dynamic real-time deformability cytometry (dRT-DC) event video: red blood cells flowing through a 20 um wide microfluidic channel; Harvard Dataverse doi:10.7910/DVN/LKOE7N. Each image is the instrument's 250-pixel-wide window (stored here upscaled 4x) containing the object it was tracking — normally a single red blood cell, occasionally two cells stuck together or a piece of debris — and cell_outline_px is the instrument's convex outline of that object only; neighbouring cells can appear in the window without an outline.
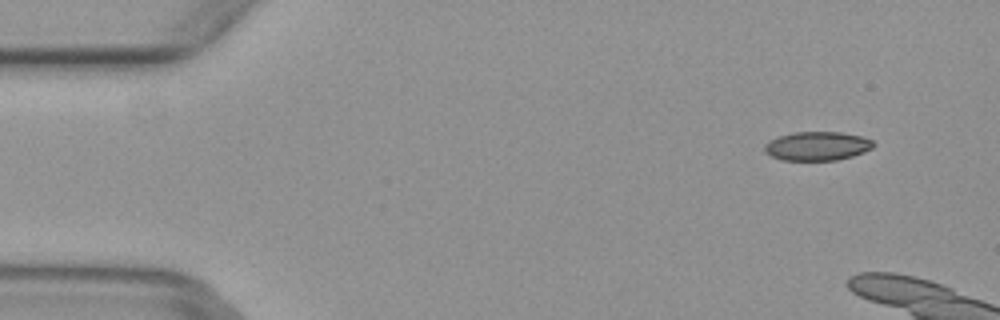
{"species": "common noctule bat (a hibernating species)", "species_latin": "Nyctalus noctula", "temperature_condition": "warm", "stored_images_in_passage": 9, "camera_frame_rate_fps": 3000, "um_per_image_px": 0.085, "animal": {"sex": "female", "body_mass_g": 29.2, "forearm_length_mm": 56.3}, "frame": {"image": 1, "passage_image": 2, "time_ms": 0.333, "image_size_px": [1000, 320], "cell_outline_px": [[876, 144], [872, 148], [864, 152], [852, 156], [836, 160], [780, 160], [764, 152], [764, 144], [768, 140], [780, 136], [796, 132], [840, 132], [860, 136], [872, 140]], "centroid_in_image_um": [69.45, 12.42], "position_along_channel_um": 15.6, "area_um2": 18.32}}
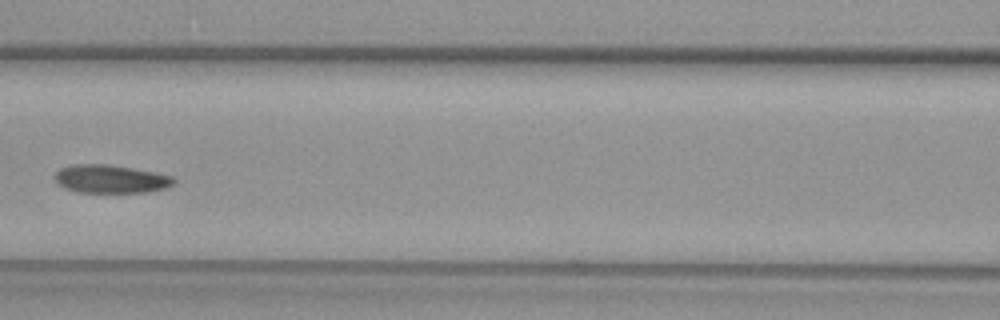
{"frame": {"image": 2, "passage_image": 8, "time_ms": 2.333, "image_size_px": [1000, 320], "cell_outline_px": [[176, 184], [168, 188], [148, 192], [76, 192], [64, 188], [56, 184], [52, 176], [60, 168], [72, 164], [108, 164], [156, 172], [172, 176], [176, 180]], "centroid_in_image_um": [9.4, 15.21], "position_along_channel_um": 157.2, "area_um2": 20.0}}
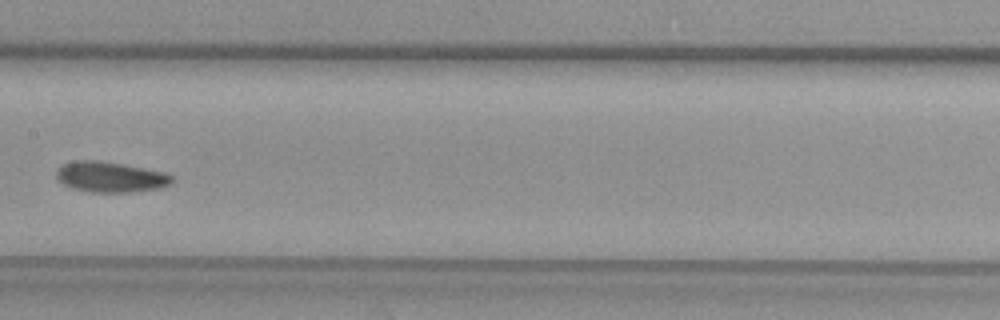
{"frame": {"image": 3, "passage_image": 9, "time_ms": 2.667, "image_size_px": [1000, 320], "cell_outline_px": [[172, 180], [168, 184], [160, 188], [128, 192], [92, 192], [72, 188], [64, 184], [56, 176], [56, 168], [60, 164], [72, 160], [96, 160], [120, 164], [164, 172], [172, 176]], "centroid_in_image_um": [9.31, 15.03], "position_along_channel_um": 198.1, "area_um2": 20.35}}